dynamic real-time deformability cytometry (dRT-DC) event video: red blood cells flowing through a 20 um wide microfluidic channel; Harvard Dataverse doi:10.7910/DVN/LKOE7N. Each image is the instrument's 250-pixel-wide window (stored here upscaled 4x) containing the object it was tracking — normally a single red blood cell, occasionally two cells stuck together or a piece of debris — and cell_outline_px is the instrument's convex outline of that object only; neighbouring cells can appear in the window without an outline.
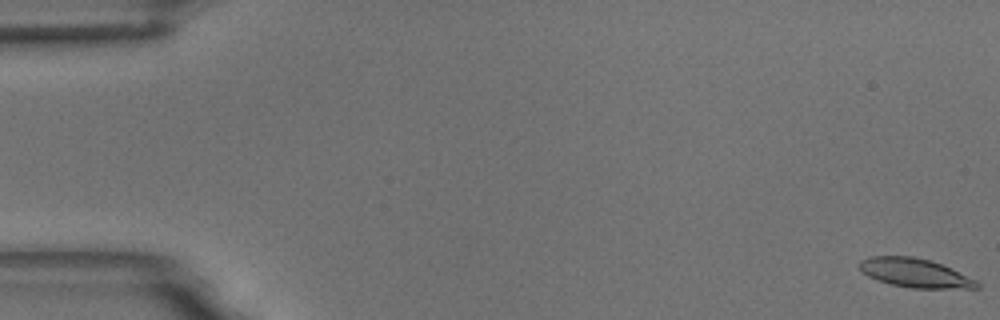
{"species": "common noctule bat (a hibernating species)", "species_latin": "Nyctalus noctula", "temperature_condition": "room temperature", "stored_images_in_passage": 60, "camera_frame_rate_fps": 3000, "um_per_image_px": 0.085, "animal": {"sex": "male", "body_mass_g": 18.8}, "frame": {"image": 1, "passage_image": 1, "time_ms": 0.0, "image_size_px": [1000, 320], "cell_outline_px": [[980, 288], [912, 288], [892, 284], [868, 276], [860, 272], [860, 260], [868, 256], [912, 256], [928, 260], [952, 268], [976, 280], [980, 284]], "centroid_in_image_um": [77.77, 23.19], "position_along_channel_um": 7.2, "area_um2": 19.65}}
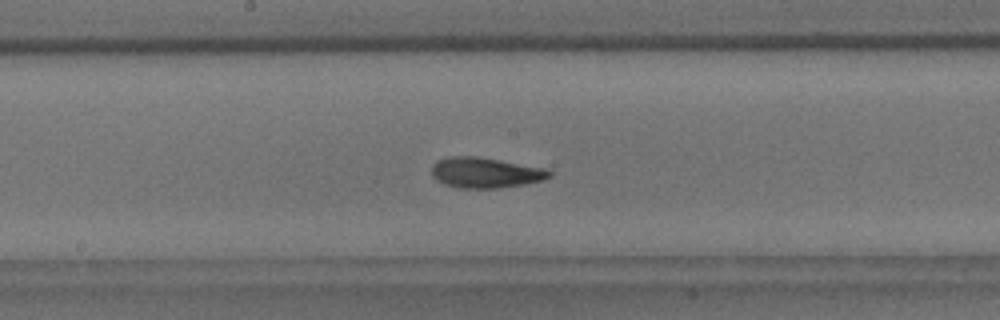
{"frame": {"image": 2, "passage_image": 32, "time_ms": 10.333, "image_size_px": [1000, 320], "cell_outline_px": [[552, 176], [540, 180], [524, 184], [500, 188], [460, 188], [444, 184], [436, 180], [432, 176], [432, 164], [436, 160], [452, 156], [476, 156], [548, 168], [552, 172]], "centroid_in_image_um": [41.25, 14.67], "position_along_channel_um": 206.9, "area_um2": 21.04}}
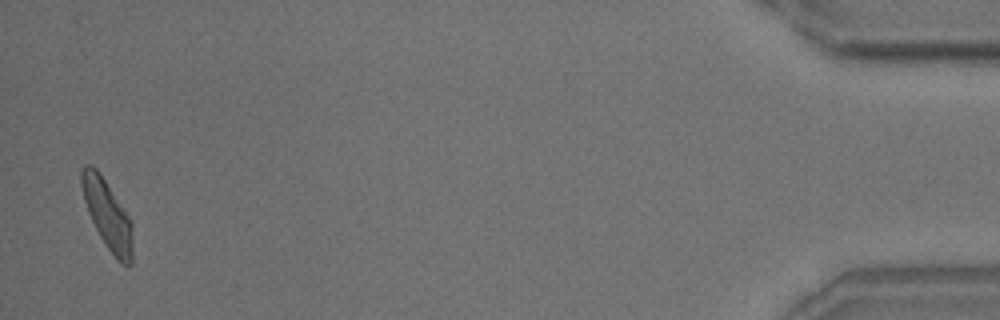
{"frame": {"image": 3, "passage_image": 59, "time_ms": 19.333, "image_size_px": [1000, 320], "cell_outline_px": [[132, 264], [128, 268], [104, 244], [88, 212], [84, 200], [80, 184], [80, 168], [88, 164], [92, 164], [96, 168], [128, 216], [132, 224]], "centroid_in_image_um": [9.1, 18.22], "position_along_channel_um": 426.1, "area_um2": 20.06}, "authors_computed_cell_mechanics": {"area_um2": 20.0566, "velocity_mm_per_s": 3.4068, "shape_relaxation_time_tau1_ms": 3.8835, "shape_relaxation_time_tau2_ms": 2.0111, "deformation_change_tau1": 0.1402, "deformation_change_tau2": 0.0845}}